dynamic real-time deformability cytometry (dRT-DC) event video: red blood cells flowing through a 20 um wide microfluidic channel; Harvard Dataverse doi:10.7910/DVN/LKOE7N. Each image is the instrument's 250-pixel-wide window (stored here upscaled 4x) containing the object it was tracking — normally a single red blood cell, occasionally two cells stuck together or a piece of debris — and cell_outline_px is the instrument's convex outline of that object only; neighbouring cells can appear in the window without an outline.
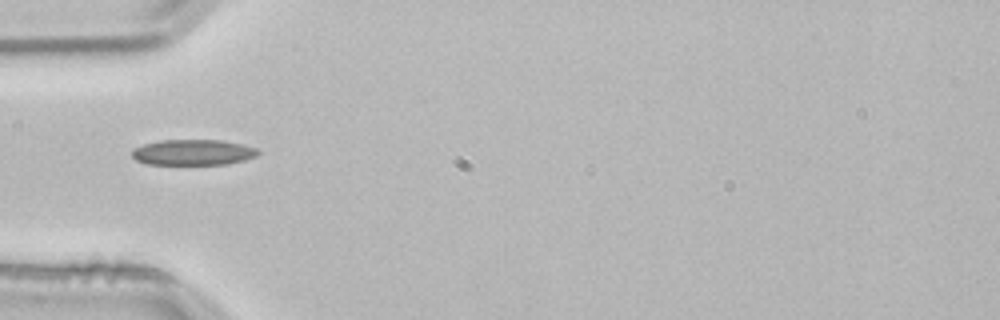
{"species": "common noctule bat (a hibernating species)", "species_latin": "Nyctalus noctula", "temperature_condition": "room temperature", "stored_images_in_passage": 1, "camera_frame_rate_fps": 3000, "um_per_image_px": 0.085, "animal": {"sex": "male", "body_mass_g": 21.5, "forearm_length_mm": 52.0}, "frame": {"image": 1, "passage_image": 1, "time_ms": 0.0, "image_size_px": [1000, 320], "cell_outline_px": [[260, 152], [256, 156], [244, 160], [228, 164], [148, 164], [136, 160], [132, 156], [132, 148], [144, 144], [160, 140], [220, 140], [244, 144], [256, 148]], "centroid_in_image_um": [16.41, 12.94], "position_along_channel_um": 68.6, "area_um2": 18.9}}